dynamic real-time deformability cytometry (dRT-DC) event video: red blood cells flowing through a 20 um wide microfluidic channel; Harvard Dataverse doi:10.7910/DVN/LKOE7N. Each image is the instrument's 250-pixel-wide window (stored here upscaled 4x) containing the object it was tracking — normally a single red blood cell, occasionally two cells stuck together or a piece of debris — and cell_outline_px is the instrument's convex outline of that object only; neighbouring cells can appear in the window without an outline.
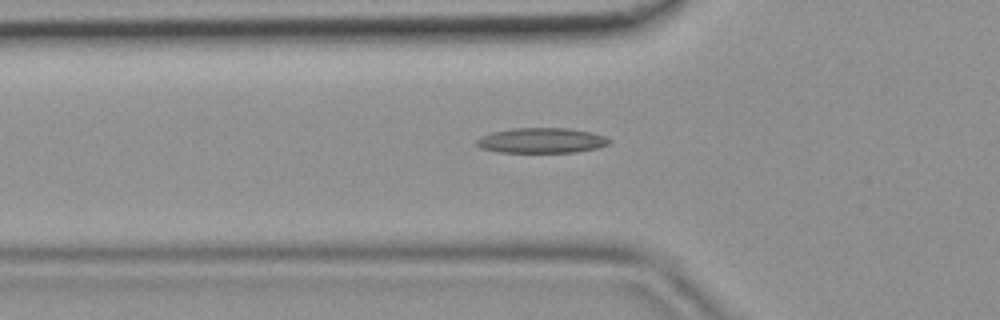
{"species": "common noctule bat (a hibernating species)", "species_latin": "Nyctalus noctula", "temperature_condition": "room temperature", "stored_images_in_passage": 40, "camera_frame_rate_fps": 3000, "um_per_image_px": 0.085, "animal": {"sex": "female", "body_mass_g": 19.9}, "frame": {"image": 1, "passage_image": 10, "time_ms": 3.0, "image_size_px": [1000, 320], "cell_outline_px": [[612, 140], [608, 144], [596, 148], [576, 152], [496, 152], [480, 148], [476, 144], [476, 140], [480, 136], [492, 132], [512, 128], [568, 128], [592, 132], [604, 136]], "centroid_in_image_um": [46.0, 11.94], "position_along_channel_um": 79.8, "area_um2": 19.54}}
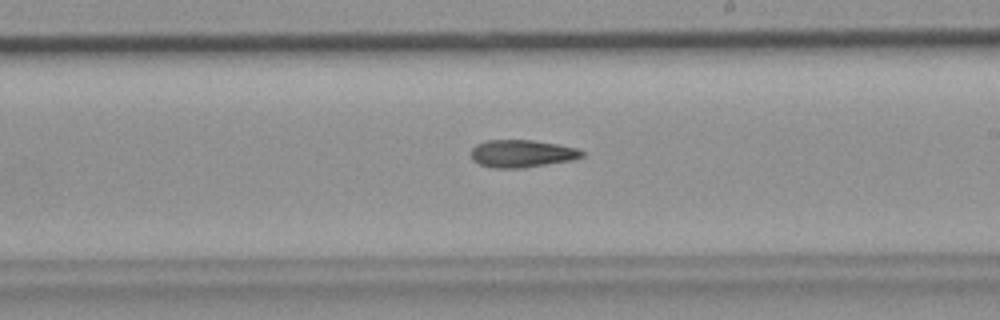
{"frame": {"image": 2, "passage_image": 21, "time_ms": 6.667, "image_size_px": [1000, 320], "cell_outline_px": [[584, 156], [572, 160], [524, 168], [492, 168], [480, 164], [472, 160], [472, 148], [476, 144], [488, 140], [532, 140], [560, 144], [580, 148], [584, 152]], "centroid_in_image_um": [44.4, 13.05], "position_along_channel_um": 244.6, "area_um2": 17.98}}
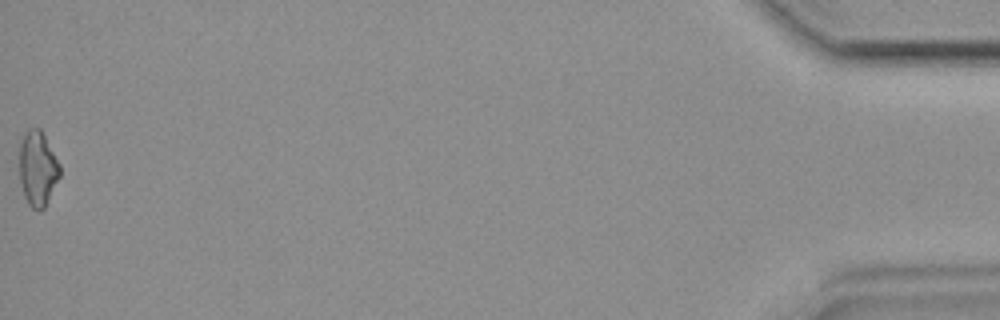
{"frame": {"image": 3, "passage_image": 40, "time_ms": 13.0, "image_size_px": [1000, 320], "cell_outline_px": [[60, 176], [44, 208], [32, 208], [28, 204], [24, 196], [20, 184], [16, 148], [24, 132], [28, 128], [40, 128], [60, 164]], "centroid_in_image_um": [3.13, 14.26], "position_along_channel_um": 432.1, "area_um2": 18.21}}